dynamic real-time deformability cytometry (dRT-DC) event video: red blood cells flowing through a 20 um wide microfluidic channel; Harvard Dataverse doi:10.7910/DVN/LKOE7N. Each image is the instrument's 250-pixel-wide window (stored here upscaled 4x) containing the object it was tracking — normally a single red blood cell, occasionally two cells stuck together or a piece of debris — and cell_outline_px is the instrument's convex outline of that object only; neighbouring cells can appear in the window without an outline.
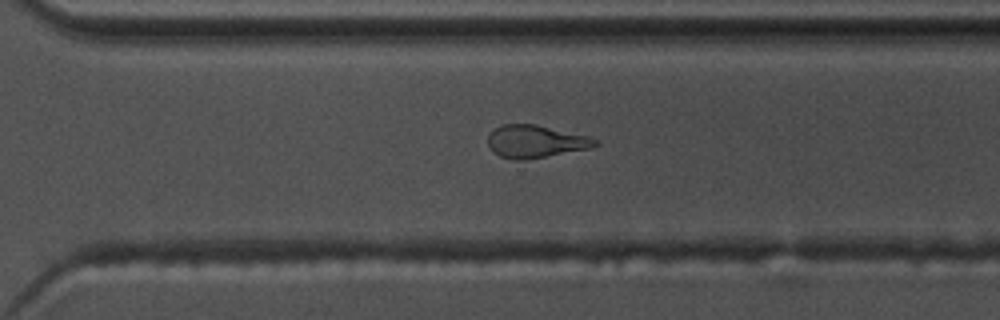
{"species": "common noctule bat (a hibernating species)", "species_latin": "Nyctalus noctula", "temperature_condition": "warm", "stored_images_in_passage": 32, "camera_frame_rate_fps": 3000, "um_per_image_px": 0.085, "animal": {"sex": "male", "body_mass_g": 17.5, "forearm_length_mm": 52.3}, "frame": {"image": 1, "passage_image": 23, "time_ms": 7.333, "image_size_px": [1000, 320], "cell_outline_px": [[600, 144], [592, 148], [524, 160], [512, 160], [500, 156], [492, 152], [488, 144], [488, 136], [500, 124], [536, 124], [588, 136], [596, 140]], "centroid_in_image_um": [45.51, 12.03], "position_along_channel_um": 325.1, "area_um2": 20.4}}
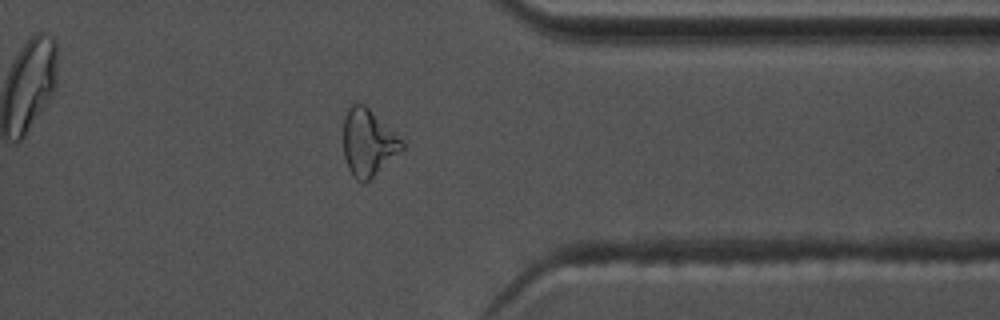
{"frame": {"image": 2, "passage_image": 28, "time_ms": 9.0, "image_size_px": [1000, 320], "cell_outline_px": [[404, 148], [364, 184], [356, 180], [352, 176], [348, 168], [344, 156], [344, 116], [348, 108], [352, 104], [364, 104], [404, 140]], "centroid_in_image_um": [31.29, 12.13], "position_along_channel_um": 380.1, "area_um2": 22.72}, "authors_computed_cell_mechanics": {"area_um2": 20.5768, "velocity_mm_per_s": 3.7397, "shape_relaxation_time_tau1_ms": null, "shape_relaxation_time_tau2_ms": 2.7124, "deformation_change_tau1": null, "deformation_change_tau2": 0.1192}}